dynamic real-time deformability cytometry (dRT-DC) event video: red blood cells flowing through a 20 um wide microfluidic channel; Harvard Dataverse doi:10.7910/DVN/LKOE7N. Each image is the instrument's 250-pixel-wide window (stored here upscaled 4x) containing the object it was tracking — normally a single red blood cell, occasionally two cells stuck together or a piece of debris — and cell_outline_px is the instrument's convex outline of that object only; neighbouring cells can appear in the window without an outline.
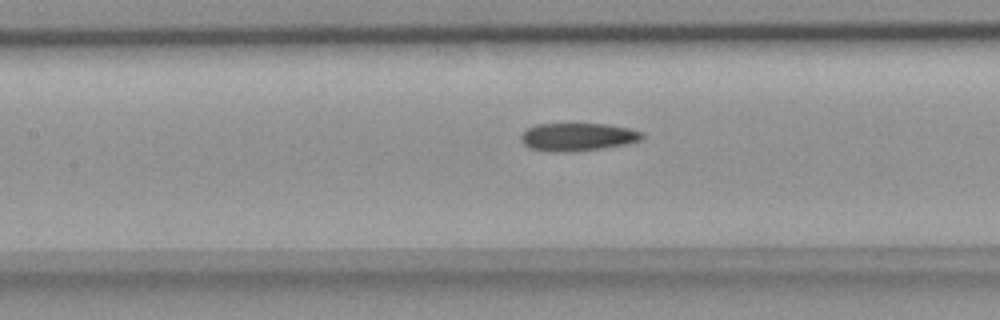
{"species": "common noctule bat (a hibernating species)", "species_latin": "Nyctalus noctula", "temperature_condition": "room temperature", "stored_images_in_passage": 33, "camera_frame_rate_fps": 3000, "um_per_image_px": 0.085, "animal": {"sex": "female", "body_mass_g": 18.4}, "frame": {"image": 1, "passage_image": 13, "time_ms": 4.0, "image_size_px": [1000, 320], "cell_outline_px": [[644, 136], [640, 140], [628, 144], [600, 148], [568, 152], [556, 152], [528, 148], [520, 140], [520, 136], [528, 128], [536, 124], [608, 124], [628, 128], [640, 132]], "centroid_in_image_um": [49.07, 11.64], "position_along_channel_um": 158.3, "area_um2": 19.59}}
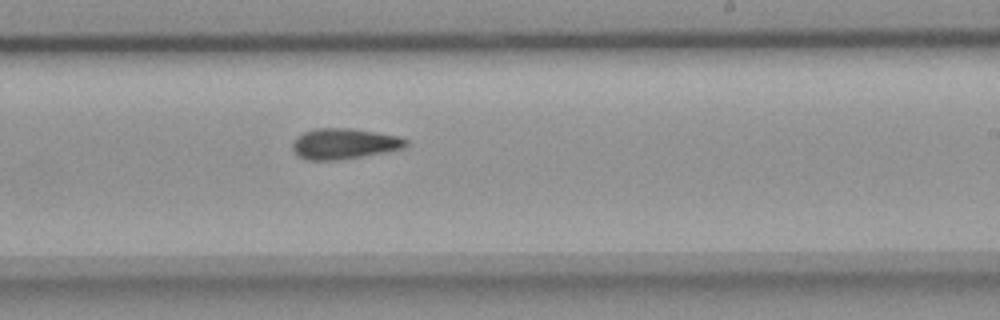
{"frame": {"image": 2, "passage_image": 21, "time_ms": 6.667, "image_size_px": [1000, 320], "cell_outline_px": [[408, 144], [404, 148], [384, 152], [340, 160], [304, 160], [296, 156], [292, 148], [292, 144], [296, 136], [304, 132], [316, 128], [352, 128], [400, 136], [408, 140]], "centroid_in_image_um": [29.22, 12.22], "position_along_channel_um": 259.8, "area_um2": 20.52}}
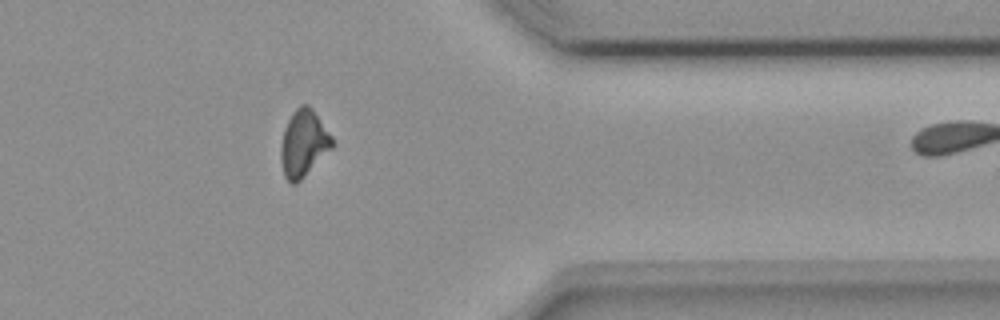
{"frame": {"image": 3, "passage_image": 32, "time_ms": 10.333, "image_size_px": [1000, 320], "cell_outline_px": [[332, 148], [296, 184], [292, 184], [284, 176], [280, 160], [280, 148], [284, 128], [292, 112], [300, 104], [308, 104], [312, 108], [332, 136]], "centroid_in_image_um": [25.78, 12.17], "position_along_channel_um": 385.6, "area_um2": 19.88}}